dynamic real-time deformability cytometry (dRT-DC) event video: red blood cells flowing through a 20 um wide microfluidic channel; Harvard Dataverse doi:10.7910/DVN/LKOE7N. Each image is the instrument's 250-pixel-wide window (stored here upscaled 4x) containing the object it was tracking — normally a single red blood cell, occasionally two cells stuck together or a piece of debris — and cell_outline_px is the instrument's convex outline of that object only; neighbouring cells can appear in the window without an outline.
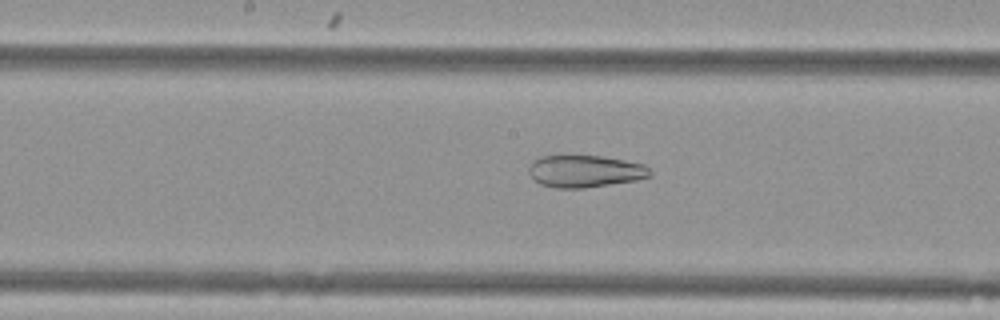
{"species": "Egyptian fruit bat (a non-hibernating species)", "species_latin": "Rousettus aegyptiacus", "temperature_condition": "cold", "stored_images_in_passage": 53, "camera_frame_rate_fps": 3000, "um_per_image_px": 0.085, "animal": {"sex": "female"}, "frame": {"image": 1, "passage_image": 27, "time_ms": 8.667, "image_size_px": [1000, 320], "cell_outline_px": [[652, 172], [648, 176], [636, 180], [584, 188], [556, 188], [540, 184], [528, 172], [528, 168], [540, 156], [568, 152], [604, 156], [644, 164]], "centroid_in_image_um": [49.68, 14.5], "position_along_channel_um": 198.5, "area_um2": 23.35}}
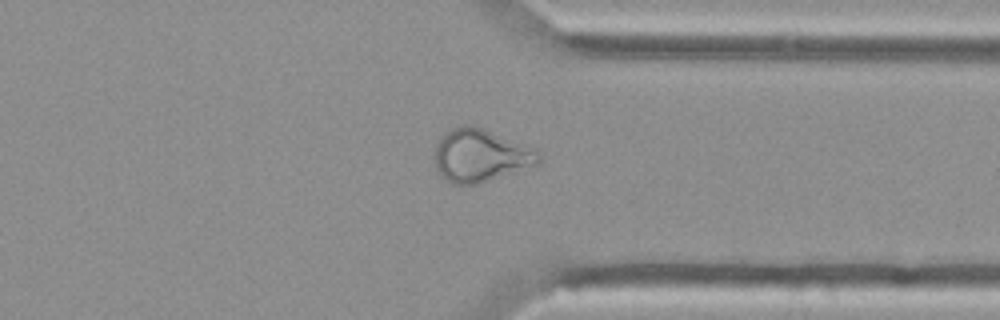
{"frame": {"image": 2, "passage_image": 41, "time_ms": 13.333, "image_size_px": [1000, 320], "cell_outline_px": [[540, 164], [476, 184], [452, 184], [444, 180], [440, 176], [436, 168], [436, 148], [444, 132], [452, 128], [464, 124], [472, 124], [536, 148], [540, 152]], "centroid_in_image_um": [40.86, 13.21], "position_along_channel_um": 370.5, "area_um2": 32.08}}
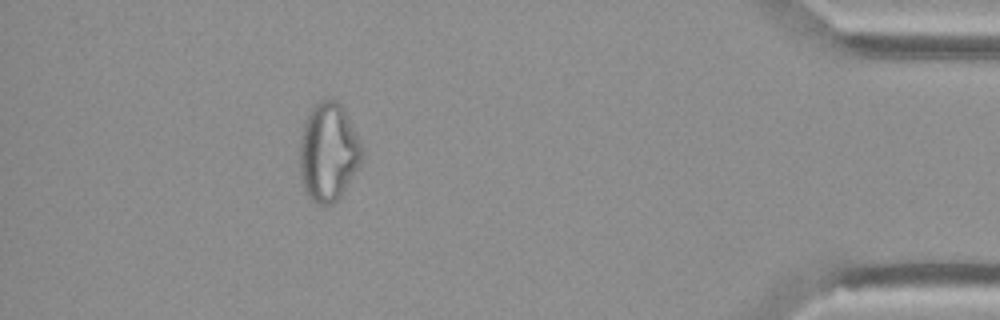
{"frame": {"image": 3, "passage_image": 48, "time_ms": 15.667, "image_size_px": [1000, 320], "cell_outline_px": [[364, 156], [360, 164], [340, 196], [332, 204], [316, 204], [308, 196], [304, 188], [300, 176], [300, 144], [304, 124], [312, 108], [320, 100], [336, 100], [340, 104], [360, 140], [364, 148]], "centroid_in_image_um": [27.92, 12.95], "position_along_channel_um": 407.3, "area_um2": 35.26}}